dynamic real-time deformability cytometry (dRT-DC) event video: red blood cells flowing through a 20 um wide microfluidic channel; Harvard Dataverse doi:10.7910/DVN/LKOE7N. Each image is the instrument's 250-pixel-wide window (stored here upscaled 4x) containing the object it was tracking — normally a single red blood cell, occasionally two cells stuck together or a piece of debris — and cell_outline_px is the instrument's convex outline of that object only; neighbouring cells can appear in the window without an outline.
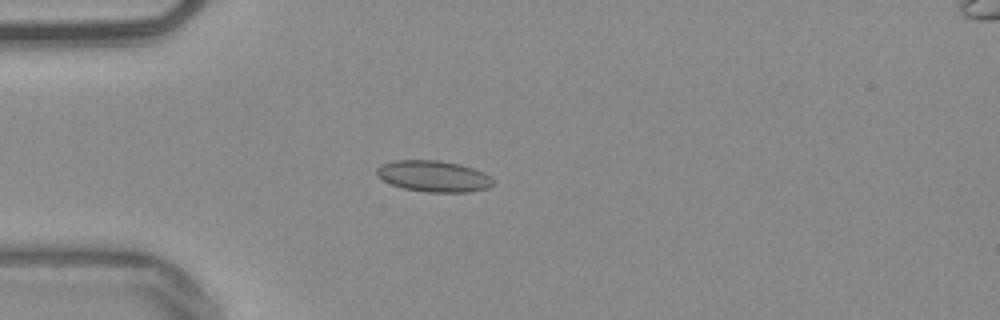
{"species": "common noctule bat (a hibernating species)", "species_latin": "Nyctalus noctula", "temperature_condition": "warm", "stored_images_in_passage": 5, "camera_frame_rate_fps": 3000, "um_per_image_px": 0.085, "animal": {"sex": "male", "body_mass_g": 20.4}, "frame": {"image": 1, "passage_image": 5, "time_ms": 1.333, "image_size_px": [1000, 320], "cell_outline_px": [[492, 184], [488, 188], [468, 192], [428, 192], [404, 188], [392, 184], [384, 180], [376, 172], [376, 168], [380, 164], [392, 160], [440, 160], [460, 164], [484, 172], [492, 180]], "centroid_in_image_um": [36.84, 14.96], "position_along_channel_um": 48.2, "area_um2": 21.04}}